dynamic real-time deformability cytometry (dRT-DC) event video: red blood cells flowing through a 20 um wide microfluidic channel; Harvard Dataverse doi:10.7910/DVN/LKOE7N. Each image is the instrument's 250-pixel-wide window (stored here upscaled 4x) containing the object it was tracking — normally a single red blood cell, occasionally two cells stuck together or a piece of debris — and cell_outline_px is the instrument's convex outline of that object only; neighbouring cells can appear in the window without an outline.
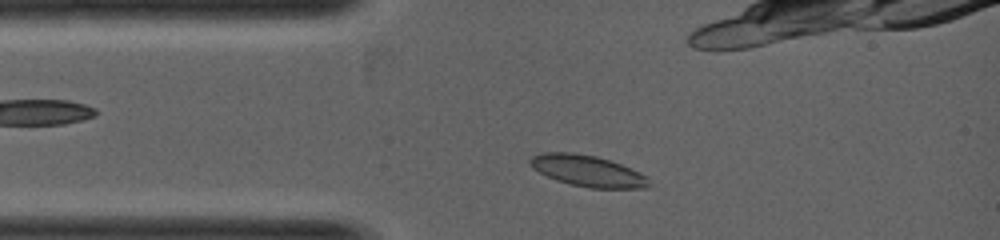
{"species": "common noctule bat (a hibernating species)", "species_latin": "Nyctalus noctula", "temperature_condition": "warm", "stored_images_in_passage": 5, "camera_frame_rate_fps": 5000, "um_per_image_px": 0.085, "animal": {"sex": "female", "body_mass_g": 19.0, "forearm_length_mm": 53.3}, "frame": {"image": 1, "passage_image": 1, "time_ms": 0.0, "image_size_px": [1000, 240], "cell_outline_px": [[648, 188], [588, 188], [556, 180], [532, 168], [528, 164], [528, 160], [532, 156], [540, 152], [572, 152], [596, 156], [620, 164], [640, 172], [648, 176]], "centroid_in_image_um": [49.91, 14.52], "position_along_channel_um": 35.1, "area_um2": 21.62}}